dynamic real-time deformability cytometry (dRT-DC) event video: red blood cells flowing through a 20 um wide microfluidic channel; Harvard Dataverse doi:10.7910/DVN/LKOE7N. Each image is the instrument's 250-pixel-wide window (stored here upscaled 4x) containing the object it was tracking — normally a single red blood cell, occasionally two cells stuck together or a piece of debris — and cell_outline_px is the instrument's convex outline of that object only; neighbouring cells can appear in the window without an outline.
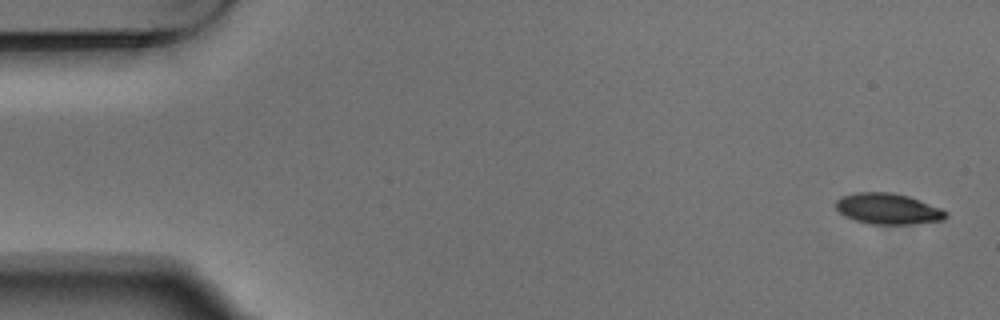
{"species": "Egyptian fruit bat (a non-hibernating species)", "species_latin": "Rousettus aegyptiacus", "temperature_condition": "warm", "stored_images_in_passage": 5, "camera_frame_rate_fps": 3000, "um_per_image_px": 0.085, "animal": {"sex": "male"}, "frame": {"image": 1, "passage_image": 1, "time_ms": 0.0, "image_size_px": [1000, 320], "cell_outline_px": [[948, 216], [944, 220], [908, 224], [868, 224], [844, 216], [836, 208], [836, 200], [840, 196], [856, 192], [892, 192], [908, 196], [940, 208], [948, 212]], "centroid_in_image_um": [75.46, 17.74], "position_along_channel_um": 9.5, "area_um2": 19.83}}
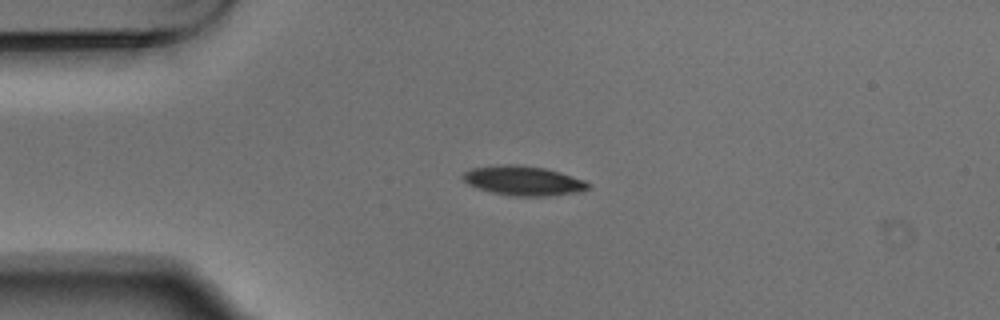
{"frame": {"image": 2, "passage_image": 4, "time_ms": 1.0, "image_size_px": [1000, 320], "cell_outline_px": [[592, 184], [588, 188], [572, 192], [544, 196], [516, 196], [492, 192], [476, 188], [468, 184], [460, 176], [464, 172], [472, 168], [500, 164], [516, 164], [548, 168], [584, 180]], "centroid_in_image_um": [44.43, 15.34], "position_along_channel_um": 40.6, "area_um2": 21.44}}